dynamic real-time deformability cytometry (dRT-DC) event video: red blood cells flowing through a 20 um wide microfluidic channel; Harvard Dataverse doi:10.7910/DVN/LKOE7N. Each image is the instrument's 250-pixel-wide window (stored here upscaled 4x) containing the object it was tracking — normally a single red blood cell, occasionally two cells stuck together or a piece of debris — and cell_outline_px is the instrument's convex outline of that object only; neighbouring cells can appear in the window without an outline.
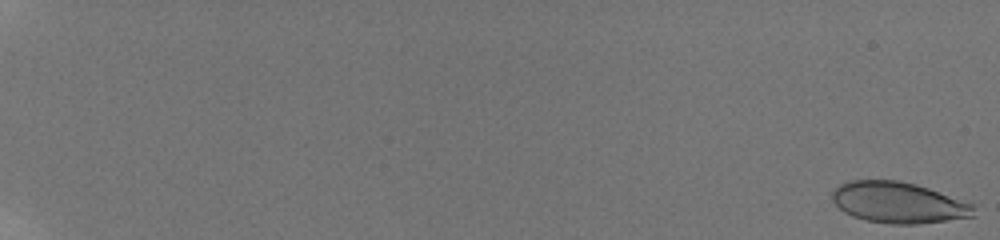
{"species": "human", "species_latin": "Homo sapiens", "temperature_condition": "room temperature", "stored_images_in_passage": 13, "camera_frame_rate_fps": 3000, "um_per_image_px": 0.085, "donor": {"sex": "male"}, "frame": {"image": 1, "passage_image": 1, "time_ms": 0.0, "image_size_px": [1000, 240], "cell_outline_px": [[972, 216], [916, 224], [892, 224], [868, 220], [852, 216], [844, 212], [832, 200], [832, 192], [840, 184], [852, 180], [896, 180], [916, 184], [928, 188], [972, 204]], "centroid_in_image_um": [76.29, 17.21], "position_along_channel_um": 8.7, "area_um2": 33.18}}
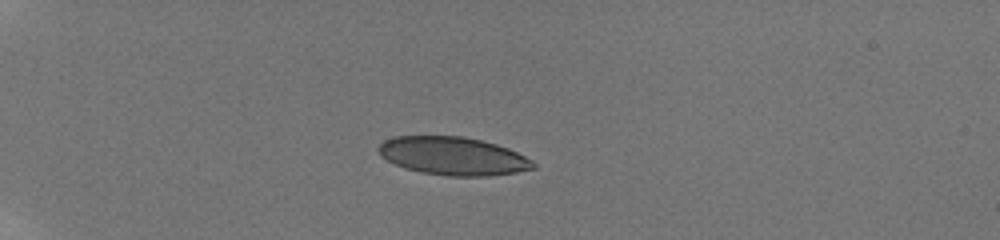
{"frame": {"image": 2, "passage_image": 8, "time_ms": 6.0, "image_size_px": [1000, 240], "cell_outline_px": [[536, 168], [516, 172], [488, 176], [448, 176], [420, 172], [404, 168], [380, 156], [376, 148], [384, 140], [396, 136], [464, 136], [496, 144], [508, 148], [532, 160], [536, 164]], "centroid_in_image_um": [38.49, 13.26], "position_along_channel_um": 46.5, "area_um2": 34.45}}
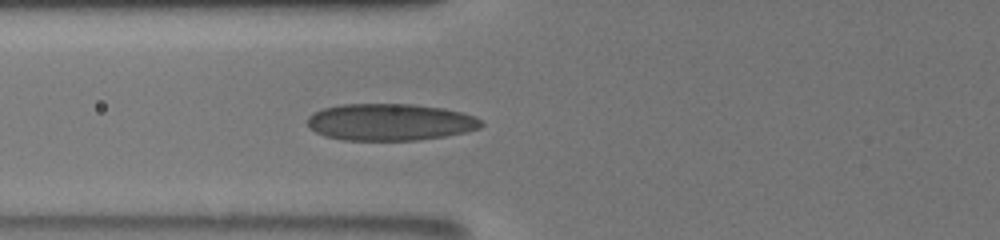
{"frame": {"image": 3, "passage_image": 13, "time_ms": 8.667, "image_size_px": [1000, 240], "cell_outline_px": [[484, 124], [480, 128], [464, 132], [444, 136], [420, 140], [344, 140], [324, 136], [316, 132], [308, 124], [308, 116], [312, 112], [324, 108], [344, 104], [412, 104], [444, 108], [460, 112], [472, 116], [480, 120]], "centroid_in_image_um": [33.14, 10.38], "position_along_channel_um": 92.7, "area_um2": 37.22}}